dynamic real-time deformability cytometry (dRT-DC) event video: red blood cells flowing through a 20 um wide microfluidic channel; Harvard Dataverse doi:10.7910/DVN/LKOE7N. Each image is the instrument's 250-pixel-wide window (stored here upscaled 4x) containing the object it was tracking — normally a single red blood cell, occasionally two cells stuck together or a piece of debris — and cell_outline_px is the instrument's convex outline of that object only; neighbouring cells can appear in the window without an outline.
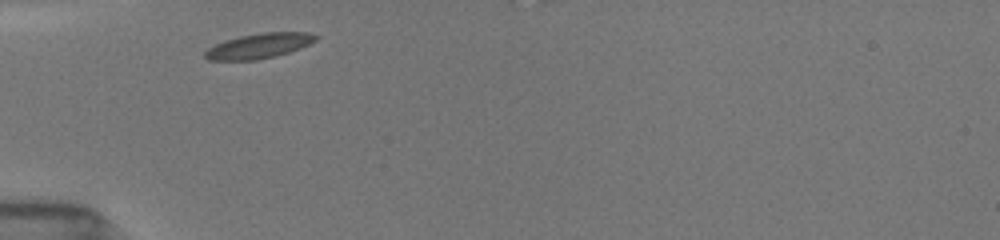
{"species": "common noctule bat (a hibernating species)", "species_latin": "Nyctalus noctula", "temperature_condition": "room temperature", "stored_images_in_passage": 24, "camera_frame_rate_fps": 3000, "um_per_image_px": 0.085, "animal": {"sex": "female", "body_mass_g": 19.5, "forearm_length_mm": 54.1}, "frame": {"image": 1, "passage_image": 1, "time_ms": 0.0, "image_size_px": [1000, 240], "cell_outline_px": [[320, 36], [316, 40], [300, 48], [276, 56], [256, 60], [208, 60], [204, 56], [204, 52], [208, 48], [224, 40], [240, 36], [260, 32], [308, 32]], "centroid_in_image_um": [22.01, 3.89], "position_along_channel_um": 63.0, "area_um2": 16.18}}
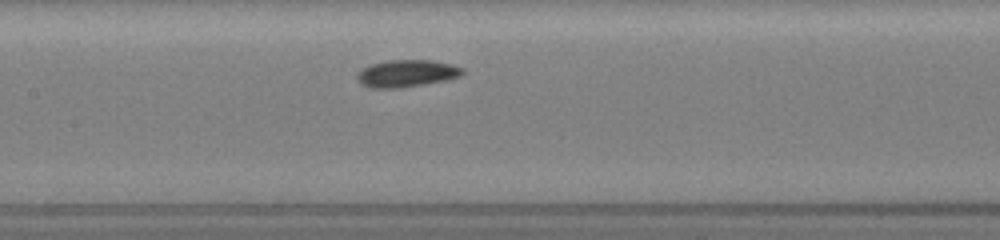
{"frame": {"image": 2, "passage_image": 8, "time_ms": 2.333, "image_size_px": [1000, 240], "cell_outline_px": [[464, 72], [460, 76], [448, 80], [400, 88], [368, 88], [360, 84], [356, 80], [356, 76], [364, 68], [372, 64], [388, 60], [432, 60], [452, 64], [464, 68]], "centroid_in_image_um": [34.58, 6.25], "position_along_channel_um": 172.8, "area_um2": 16.82}}
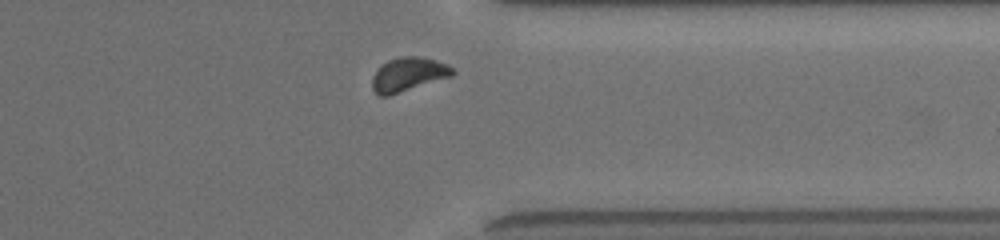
{"frame": {"image": 3, "passage_image": 22, "time_ms": 7.0, "image_size_px": [1000, 240], "cell_outline_px": [[456, 72], [452, 76], [388, 96], [380, 96], [372, 88], [372, 76], [388, 60], [400, 56], [416, 56], [436, 60], [448, 64], [456, 68]], "centroid_in_image_um": [34.75, 6.31], "position_along_channel_um": 376.6, "area_um2": 15.84}}